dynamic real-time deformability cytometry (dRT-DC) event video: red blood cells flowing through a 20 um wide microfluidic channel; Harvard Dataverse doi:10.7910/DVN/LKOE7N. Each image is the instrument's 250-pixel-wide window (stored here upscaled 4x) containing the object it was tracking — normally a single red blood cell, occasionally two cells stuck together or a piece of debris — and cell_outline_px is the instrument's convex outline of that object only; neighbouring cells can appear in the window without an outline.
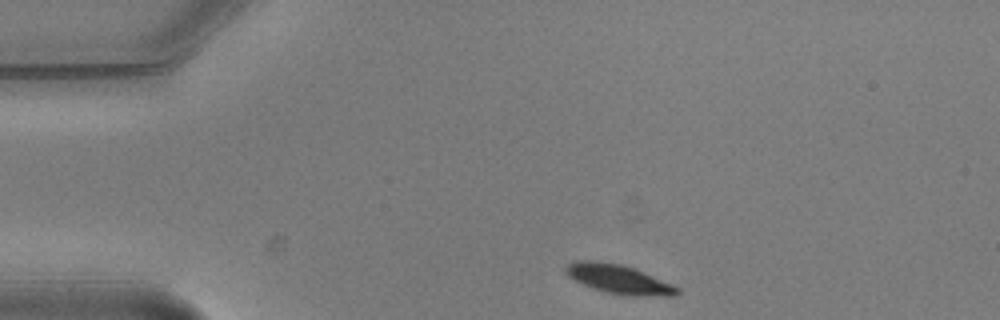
{"species": "common noctule bat (a hibernating species)", "species_latin": "Nyctalus noctula", "temperature_condition": "warm", "stored_images_in_passage": 3, "camera_frame_rate_fps": 3000, "um_per_image_px": 0.085, "animal": {"sex": "male", "body_mass_g": 20.5, "forearm_length_mm": 52.5}, "frame": {"image": 1, "passage_image": 1, "time_ms": 0.0, "image_size_px": [1000, 320], "cell_outline_px": [[680, 292], [676, 296], [628, 296], [608, 292], [592, 288], [568, 276], [564, 272], [564, 268], [568, 264], [576, 260], [588, 260], [620, 264], [632, 268], [680, 288]], "centroid_in_image_um": [52.58, 23.74], "position_along_channel_um": 32.4, "area_um2": 18.55}}